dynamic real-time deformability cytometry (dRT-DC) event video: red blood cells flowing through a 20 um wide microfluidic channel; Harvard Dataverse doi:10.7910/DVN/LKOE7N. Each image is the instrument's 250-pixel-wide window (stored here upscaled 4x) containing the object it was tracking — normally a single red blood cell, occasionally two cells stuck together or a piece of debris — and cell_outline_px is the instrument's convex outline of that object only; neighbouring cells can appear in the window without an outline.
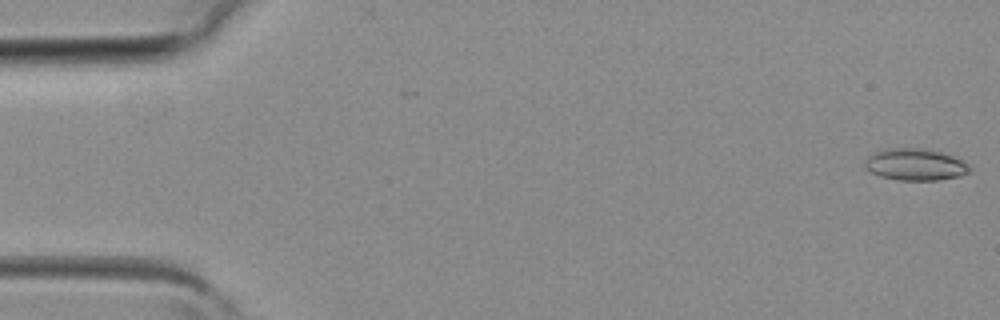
{"species": "common noctule bat (a hibernating species)", "species_latin": "Nyctalus noctula", "temperature_condition": "room temperature", "stored_images_in_passage": 5, "camera_frame_rate_fps": 3000, "um_per_image_px": 0.085, "animal": {"sex": "female", "body_mass_g": 19.3, "forearm_length_mm": 54.1}, "frame": {"image": 1, "passage_image": 1, "time_ms": 0.0, "image_size_px": [1000, 320], "cell_outline_px": [[972, 172], [960, 176], [936, 180], [900, 180], [880, 176], [872, 172], [864, 164], [864, 160], [872, 152], [884, 148], [924, 148], [940, 152], [964, 160], [972, 168]], "centroid_in_image_um": [77.82, 13.97], "position_along_channel_um": 7.2, "area_um2": 19.59}}